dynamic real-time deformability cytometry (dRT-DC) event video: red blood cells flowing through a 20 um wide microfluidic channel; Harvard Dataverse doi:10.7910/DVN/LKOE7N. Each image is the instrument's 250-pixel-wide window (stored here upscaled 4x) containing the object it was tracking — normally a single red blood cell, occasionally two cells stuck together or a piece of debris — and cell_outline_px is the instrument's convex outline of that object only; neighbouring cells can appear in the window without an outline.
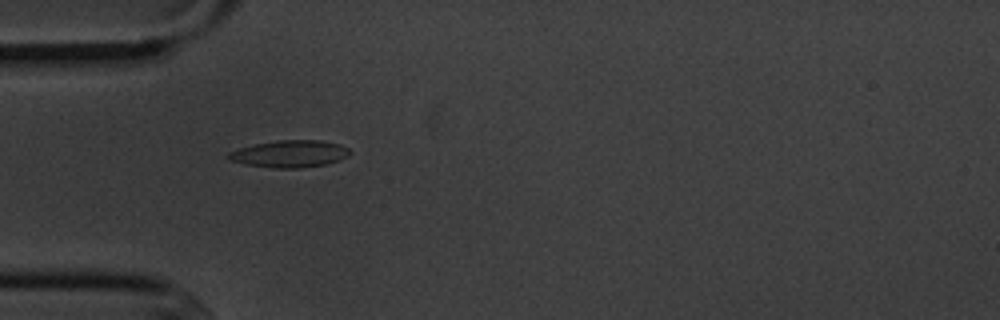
{"species": "common noctule bat (a hibernating species)", "species_latin": "Nyctalus noctula", "temperature_condition": "cold", "stored_images_in_passage": 8, "camera_frame_rate_fps": 3000, "um_per_image_px": 0.085, "animal": {"sex": "male", "body_mass_g": 20.1, "forearm_length_mm": 53.5}, "frame": {"image": 1, "passage_image": 5, "time_ms": 4.667, "image_size_px": [1000, 320], "cell_outline_px": [[352, 152], [348, 156], [340, 160], [324, 164], [300, 168], [276, 168], [244, 164], [228, 160], [224, 156], [228, 152], [252, 144], [276, 140], [320, 140], [340, 144], [348, 148]], "centroid_in_image_um": [24.59, 13.07], "position_along_channel_um": 60.4, "area_um2": 19.36}}
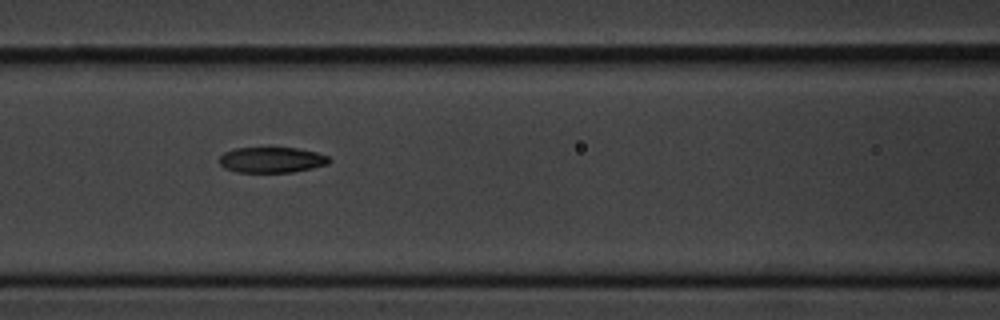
{"frame": {"image": 2, "passage_image": 7, "time_ms": 7.0, "image_size_px": [1000, 320], "cell_outline_px": [[332, 160], [328, 164], [312, 168], [292, 172], [236, 172], [224, 168], [220, 164], [220, 156], [224, 152], [236, 148], [296, 148], [316, 152], [328, 156]], "centroid_in_image_um": [23.1, 13.59], "position_along_channel_um": 143.5, "area_um2": 16.36}}
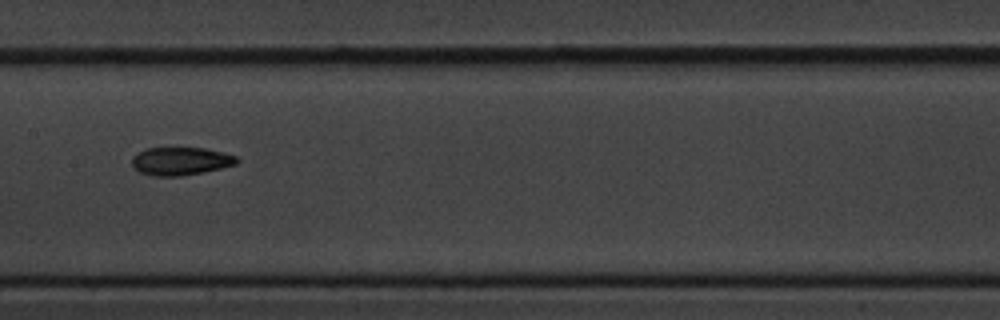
{"frame": {"image": 3, "passage_image": 8, "time_ms": 8.333, "image_size_px": [1000, 320], "cell_outline_px": [[240, 160], [236, 164], [204, 172], [180, 176], [156, 176], [140, 172], [132, 168], [132, 156], [144, 148], [204, 148], [224, 152], [236, 156]], "centroid_in_image_um": [15.34, 13.69], "position_along_channel_um": 192.1, "area_um2": 17.22}}